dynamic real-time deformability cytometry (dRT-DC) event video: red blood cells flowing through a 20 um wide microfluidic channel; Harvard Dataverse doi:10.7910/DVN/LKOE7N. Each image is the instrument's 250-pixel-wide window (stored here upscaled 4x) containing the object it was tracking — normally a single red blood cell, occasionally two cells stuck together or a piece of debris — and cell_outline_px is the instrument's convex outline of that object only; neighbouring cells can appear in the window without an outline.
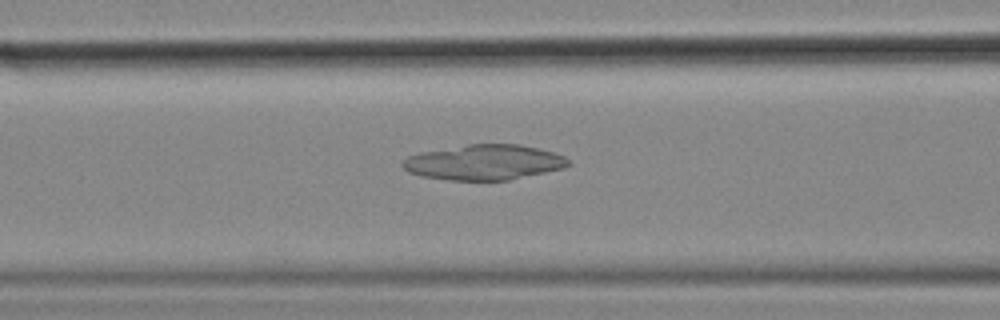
{"species": "common noctule bat (a hibernating species)", "species_latin": "Nyctalus noctula", "temperature_condition": "cold", "stored_images_in_passage": 11, "camera_frame_rate_fps": 3000, "um_per_image_px": 0.085, "animal": {"sex": "female", "body_mass_g": 18.4}, "frame": {"image": 1, "passage_image": 10, "time_ms": 3.0, "image_size_px": [1000, 320], "cell_outline_px": [[572, 164], [564, 168], [508, 180], [452, 180], [424, 176], [408, 172], [400, 164], [408, 156], [420, 152], [468, 144], [520, 144], [552, 152], [564, 156]], "centroid_in_image_um": [41.15, 13.79], "position_along_channel_um": 125.5, "area_um2": 33.81}}